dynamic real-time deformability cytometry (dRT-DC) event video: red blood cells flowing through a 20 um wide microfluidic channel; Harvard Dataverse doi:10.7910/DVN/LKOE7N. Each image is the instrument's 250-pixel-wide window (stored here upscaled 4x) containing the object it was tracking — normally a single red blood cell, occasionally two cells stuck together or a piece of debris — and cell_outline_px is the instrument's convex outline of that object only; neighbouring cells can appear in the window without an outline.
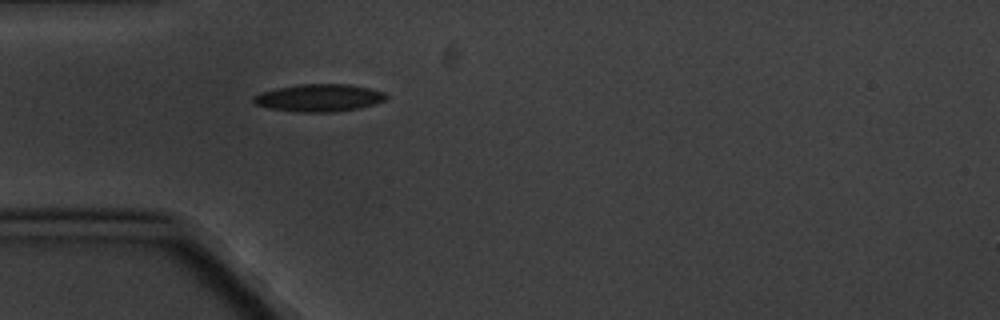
{"species": "common noctule bat (a hibernating species)", "species_latin": "Nyctalus noctula", "temperature_condition": "cold", "stored_images_in_passage": 1, "camera_frame_rate_fps": 3000, "um_per_image_px": 0.085, "animal": {"sex": "male", "body_mass_g": 20.1, "forearm_length_mm": 53.5}, "frame": {"image": 1, "passage_image": 1, "time_ms": 0.0, "image_size_px": [1000, 320], "cell_outline_px": [[388, 96], [384, 100], [372, 104], [356, 108], [332, 112], [296, 112], [268, 108], [256, 104], [252, 100], [252, 96], [260, 92], [276, 88], [300, 84], [348, 84], [368, 88], [384, 92]], "centroid_in_image_um": [27.06, 8.31], "position_along_channel_um": 57.9, "area_um2": 21.1}}